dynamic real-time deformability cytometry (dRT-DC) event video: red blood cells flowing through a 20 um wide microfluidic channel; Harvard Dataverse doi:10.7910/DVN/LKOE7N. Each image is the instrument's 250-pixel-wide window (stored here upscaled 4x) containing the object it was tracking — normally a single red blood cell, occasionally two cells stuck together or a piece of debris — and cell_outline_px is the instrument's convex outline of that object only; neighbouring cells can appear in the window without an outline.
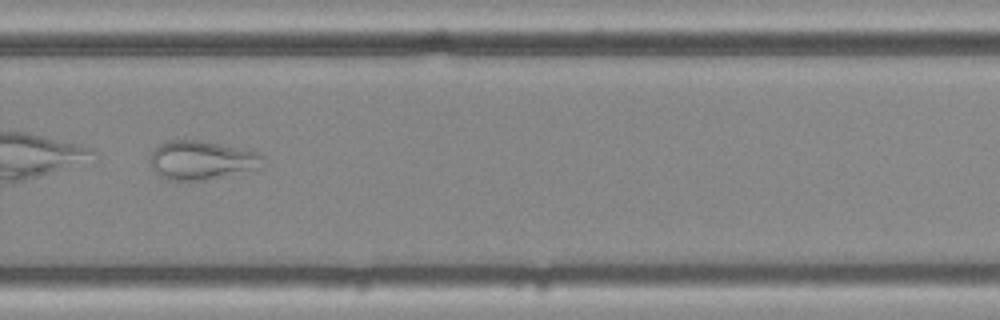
{"species": "common noctule bat (a hibernating species)", "species_latin": "Nyctalus noctula", "temperature_condition": "cold", "stored_images_in_passage": 12, "camera_frame_rate_fps": 3000, "um_per_image_px": 0.085, "animal": {"sex": "female", "body_mass_g": 25.1}, "frame": {"image": 1, "passage_image": 10, "time_ms": 3.0, "image_size_px": [1000, 320], "cell_outline_px": [[264, 156], [248, 168], [204, 180], [168, 180], [160, 176], [152, 168], [152, 148], [168, 140], [200, 140], [260, 152]], "centroid_in_image_um": [16.97, 13.57], "position_along_channel_um": 312.8, "area_um2": 24.33}}